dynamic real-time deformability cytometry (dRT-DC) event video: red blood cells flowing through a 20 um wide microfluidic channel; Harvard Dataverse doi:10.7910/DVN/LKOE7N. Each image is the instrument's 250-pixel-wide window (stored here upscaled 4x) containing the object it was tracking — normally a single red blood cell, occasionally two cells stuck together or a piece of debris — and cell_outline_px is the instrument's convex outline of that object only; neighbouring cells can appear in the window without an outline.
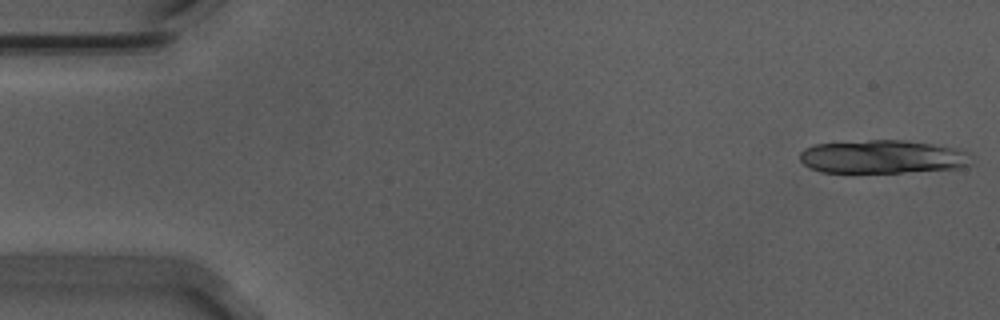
{"species": "Egyptian fruit bat (a non-hibernating species)", "species_latin": "Rousettus aegyptiacus", "temperature_condition": "warm", "stored_images_in_passage": 12, "camera_frame_rate_fps": 3000, "um_per_image_px": 0.085, "animal": {"sex": "male"}, "frame": {"image": 1, "passage_image": 1, "time_ms": 0.0, "image_size_px": [1000, 320], "cell_outline_px": [[972, 164], [960, 168], [900, 172], [820, 172], [808, 168], [800, 160], [800, 152], [804, 148], [816, 144], [868, 140], [904, 140], [932, 144], [956, 148], [964, 152]], "centroid_in_image_um": [74.95, 13.33], "position_along_channel_um": 10.0, "area_um2": 33.12}}